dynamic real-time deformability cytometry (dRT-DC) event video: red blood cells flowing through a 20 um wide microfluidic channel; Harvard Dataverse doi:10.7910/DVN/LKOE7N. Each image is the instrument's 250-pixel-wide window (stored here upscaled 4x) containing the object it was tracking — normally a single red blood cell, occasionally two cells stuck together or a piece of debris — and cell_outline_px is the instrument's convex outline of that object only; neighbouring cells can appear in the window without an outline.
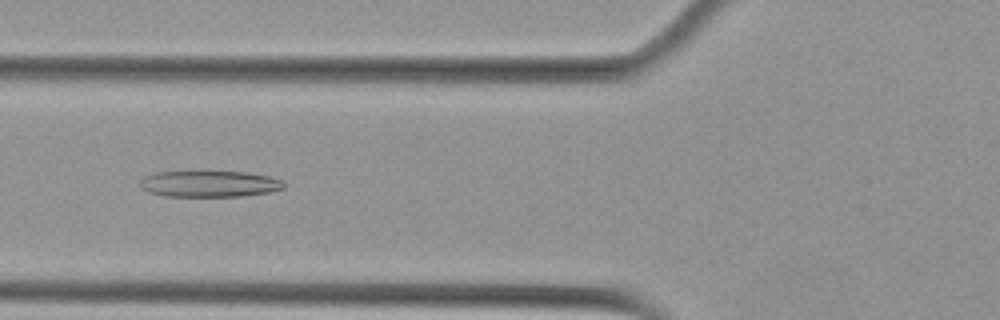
{"species": "Egyptian fruit bat (a non-hibernating species)", "species_latin": "Rousettus aegyptiacus", "temperature_condition": "cold", "stored_images_in_passage": 5, "camera_frame_rate_fps": 3000, "um_per_image_px": 0.085, "animal": {"sex": "female"}, "frame": {"image": 1, "passage_image": 3, "time_ms": 0.667, "image_size_px": [1000, 320], "cell_outline_px": [[284, 188], [268, 192], [240, 196], [164, 196], [148, 192], [140, 188], [140, 180], [144, 176], [156, 172], [196, 168], [200, 168], [248, 172], [268, 176], [284, 180]], "centroid_in_image_um": [17.73, 15.56], "position_along_channel_um": 108.1, "area_um2": 23.35}}
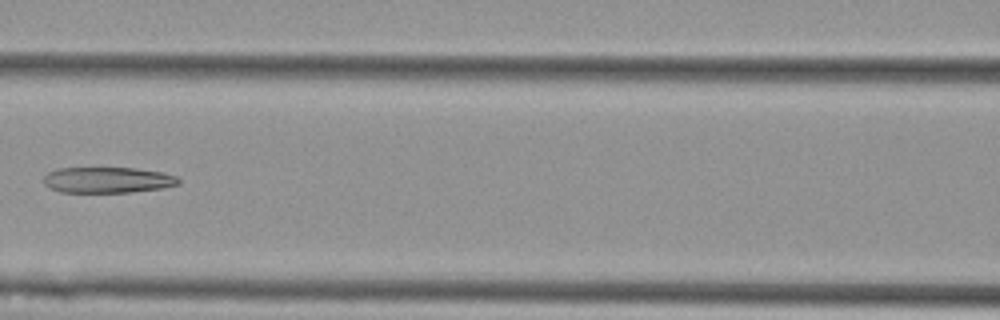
{"frame": {"image": 2, "passage_image": 4, "time_ms": 1.0, "image_size_px": [1000, 320], "cell_outline_px": [[180, 184], [160, 188], [128, 192], [60, 192], [48, 188], [44, 184], [44, 176], [48, 172], [56, 168], [136, 168], [160, 172], [176, 176], [180, 180]], "centroid_in_image_um": [9.1, 15.29], "position_along_channel_um": 157.5, "area_um2": 20.29}}
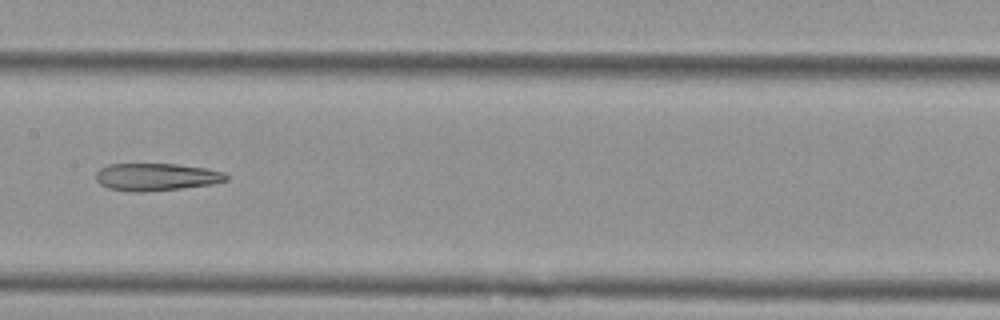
{"frame": {"image": 3, "passage_image": 5, "time_ms": 1.333, "image_size_px": [1000, 320], "cell_outline_px": [[228, 180], [212, 184], [180, 188], [144, 192], [132, 192], [108, 188], [100, 184], [96, 180], [96, 172], [100, 168], [108, 164], [176, 164], [204, 168], [224, 172], [228, 176]], "centroid_in_image_um": [13.26, 15.04], "position_along_channel_um": 194.1, "area_um2": 20.81}}